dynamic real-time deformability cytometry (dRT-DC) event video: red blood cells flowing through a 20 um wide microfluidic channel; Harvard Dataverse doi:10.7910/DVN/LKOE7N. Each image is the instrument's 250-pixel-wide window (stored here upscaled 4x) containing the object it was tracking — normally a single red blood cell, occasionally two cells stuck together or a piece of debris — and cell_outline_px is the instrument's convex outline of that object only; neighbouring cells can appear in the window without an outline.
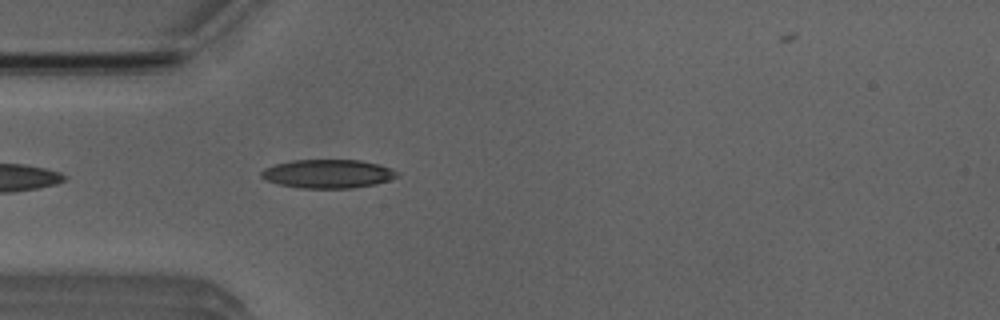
{"species": "Egyptian fruit bat (a non-hibernating species)", "species_latin": "Rousettus aegyptiacus", "temperature_condition": "room temperature", "stored_images_in_passage": 4, "camera_frame_rate_fps": 3000, "um_per_image_px": 0.085, "animal": {"sex": "male"}, "frame": {"image": 1, "passage_image": 4, "time_ms": 4.333, "image_size_px": [1000, 320], "cell_outline_px": [[400, 176], [376, 184], [352, 188], [300, 188], [280, 184], [268, 180], [260, 176], [260, 172], [264, 168], [276, 164], [292, 160], [360, 160], [392, 168]], "centroid_in_image_um": [27.87, 14.77], "position_along_channel_um": 57.1, "area_um2": 22.54}}